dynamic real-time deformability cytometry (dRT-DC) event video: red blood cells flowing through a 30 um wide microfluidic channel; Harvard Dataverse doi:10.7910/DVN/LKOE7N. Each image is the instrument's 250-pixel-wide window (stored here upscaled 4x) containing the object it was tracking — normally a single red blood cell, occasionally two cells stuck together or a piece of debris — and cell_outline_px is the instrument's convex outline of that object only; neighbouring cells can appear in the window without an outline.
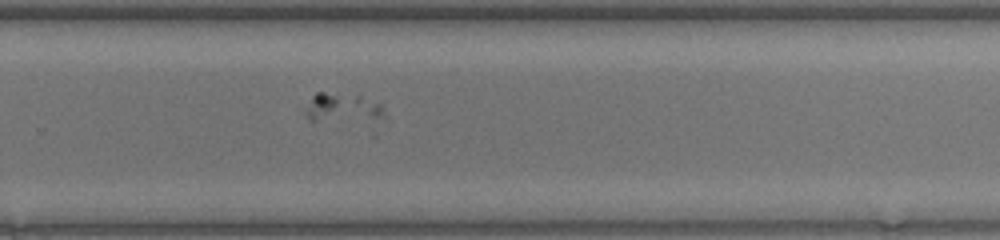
{"species": "common noctule bat (a hibernating species)", "species_latin": "Nyctalus noctula", "temperature_condition": "warm", "stored_images_in_passage": 18, "camera_frame_rate_fps": 3000, "um_per_image_px": 0.085, "animal": {"sex": "female", "body_mass_g": 17.0, "forearm_length_mm": 48.0}, "frame": {"image": 1, "passage_image": 17, "time_ms": 5.333, "image_size_px": [1000, 240], "cell_outline_px": [[380, 116], [316, 120], [312, 120], [304, 112], [312, 96], [316, 92], [324, 92], [360, 96], [380, 104]], "centroid_in_image_um": [28.93, 9.08], "position_along_channel_um": 300.9, "area_um2": 11.79}}